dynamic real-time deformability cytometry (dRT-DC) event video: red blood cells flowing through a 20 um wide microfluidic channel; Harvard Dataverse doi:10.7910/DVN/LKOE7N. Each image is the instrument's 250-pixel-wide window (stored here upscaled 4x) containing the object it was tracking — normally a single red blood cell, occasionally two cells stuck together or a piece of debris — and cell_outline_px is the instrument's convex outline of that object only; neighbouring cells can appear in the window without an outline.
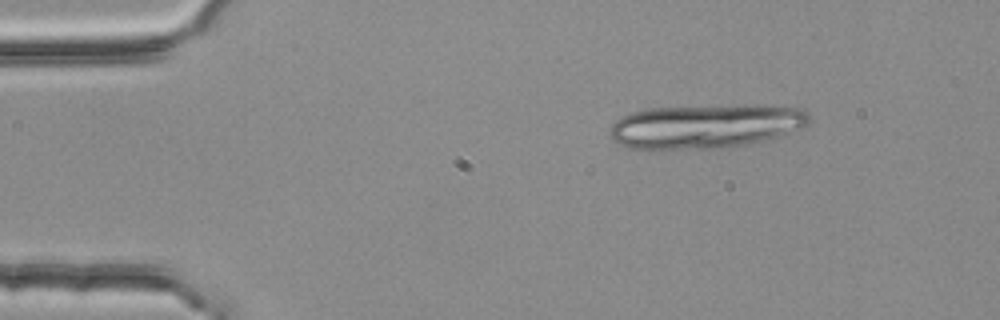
{"species": "common noctule bat (a hibernating species)", "species_latin": "Nyctalus noctula", "temperature_condition": "room temperature", "stored_images_in_passage": 3, "camera_frame_rate_fps": 3000, "um_per_image_px": 0.085, "animal": {"sex": "female", "body_mass_g": 25.1}, "frame": {"image": 1, "passage_image": 1, "time_ms": 0.0, "image_size_px": [1000, 320], "cell_outline_px": [[812, 120], [808, 124], [800, 128], [764, 140], [744, 144], [720, 148], [632, 148], [620, 144], [612, 140], [612, 124], [620, 116], [632, 112], [648, 108], [756, 104], [804, 108], [808, 112]], "centroid_in_image_um": [60.02, 10.69], "position_along_channel_um": 25.0, "area_um2": 50.92}}